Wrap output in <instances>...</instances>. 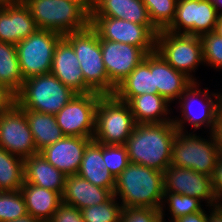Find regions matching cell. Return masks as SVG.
<instances>
[{"label":"cell","mask_w":222,"mask_h":222,"mask_svg":"<svg viewBox=\"0 0 222 222\" xmlns=\"http://www.w3.org/2000/svg\"><path fill=\"white\" fill-rule=\"evenodd\" d=\"M177 132L173 122L136 124L124 144L129 161L164 172L171 164Z\"/></svg>","instance_id":"1"},{"label":"cell","mask_w":222,"mask_h":222,"mask_svg":"<svg viewBox=\"0 0 222 222\" xmlns=\"http://www.w3.org/2000/svg\"><path fill=\"white\" fill-rule=\"evenodd\" d=\"M163 172L136 163L115 178L113 195L124 207L161 209L164 199Z\"/></svg>","instance_id":"2"},{"label":"cell","mask_w":222,"mask_h":222,"mask_svg":"<svg viewBox=\"0 0 222 222\" xmlns=\"http://www.w3.org/2000/svg\"><path fill=\"white\" fill-rule=\"evenodd\" d=\"M63 38L72 46L79 61L84 76V94L113 95L116 88L109 82L97 32L89 25Z\"/></svg>","instance_id":"3"},{"label":"cell","mask_w":222,"mask_h":222,"mask_svg":"<svg viewBox=\"0 0 222 222\" xmlns=\"http://www.w3.org/2000/svg\"><path fill=\"white\" fill-rule=\"evenodd\" d=\"M39 29L62 36L90 25V12L76 0H24Z\"/></svg>","instance_id":"4"},{"label":"cell","mask_w":222,"mask_h":222,"mask_svg":"<svg viewBox=\"0 0 222 222\" xmlns=\"http://www.w3.org/2000/svg\"><path fill=\"white\" fill-rule=\"evenodd\" d=\"M200 86V82H193L177 101L181 115H173V123L180 132H187L189 125L193 128L192 132L202 130V127L208 133L214 130L216 117L222 106V90L210 92L208 87L202 90Z\"/></svg>","instance_id":"5"},{"label":"cell","mask_w":222,"mask_h":222,"mask_svg":"<svg viewBox=\"0 0 222 222\" xmlns=\"http://www.w3.org/2000/svg\"><path fill=\"white\" fill-rule=\"evenodd\" d=\"M76 94L50 72L25 79L15 103L24 110L55 115Z\"/></svg>","instance_id":"6"},{"label":"cell","mask_w":222,"mask_h":222,"mask_svg":"<svg viewBox=\"0 0 222 222\" xmlns=\"http://www.w3.org/2000/svg\"><path fill=\"white\" fill-rule=\"evenodd\" d=\"M135 125L127 102L119 100L114 94L99 98L95 112V142L124 145Z\"/></svg>","instance_id":"7"},{"label":"cell","mask_w":222,"mask_h":222,"mask_svg":"<svg viewBox=\"0 0 222 222\" xmlns=\"http://www.w3.org/2000/svg\"><path fill=\"white\" fill-rule=\"evenodd\" d=\"M208 135L203 138L190 130L189 133L178 131L173 141L170 165L212 177L220 154L213 134Z\"/></svg>","instance_id":"8"},{"label":"cell","mask_w":222,"mask_h":222,"mask_svg":"<svg viewBox=\"0 0 222 222\" xmlns=\"http://www.w3.org/2000/svg\"><path fill=\"white\" fill-rule=\"evenodd\" d=\"M155 51L175 70L183 72L194 82L199 81L195 70L204 65L200 36L161 30L156 36Z\"/></svg>","instance_id":"9"},{"label":"cell","mask_w":222,"mask_h":222,"mask_svg":"<svg viewBox=\"0 0 222 222\" xmlns=\"http://www.w3.org/2000/svg\"><path fill=\"white\" fill-rule=\"evenodd\" d=\"M62 38L63 36L57 32L38 28L15 45L24 80L51 72L54 51Z\"/></svg>","instance_id":"10"},{"label":"cell","mask_w":222,"mask_h":222,"mask_svg":"<svg viewBox=\"0 0 222 222\" xmlns=\"http://www.w3.org/2000/svg\"><path fill=\"white\" fill-rule=\"evenodd\" d=\"M90 26L99 39L131 44L141 48L146 54L155 51L158 30L153 25H140L133 22L104 17L90 16Z\"/></svg>","instance_id":"11"},{"label":"cell","mask_w":222,"mask_h":222,"mask_svg":"<svg viewBox=\"0 0 222 222\" xmlns=\"http://www.w3.org/2000/svg\"><path fill=\"white\" fill-rule=\"evenodd\" d=\"M96 92L76 94L57 114L56 123L65 136L92 138L95 132V112L99 98Z\"/></svg>","instance_id":"12"},{"label":"cell","mask_w":222,"mask_h":222,"mask_svg":"<svg viewBox=\"0 0 222 222\" xmlns=\"http://www.w3.org/2000/svg\"><path fill=\"white\" fill-rule=\"evenodd\" d=\"M218 12L208 0H177L175 17L165 29L177 34L201 36L215 30Z\"/></svg>","instance_id":"13"},{"label":"cell","mask_w":222,"mask_h":222,"mask_svg":"<svg viewBox=\"0 0 222 222\" xmlns=\"http://www.w3.org/2000/svg\"><path fill=\"white\" fill-rule=\"evenodd\" d=\"M0 147L22 159L39 153L25 116V110L14 103L0 114Z\"/></svg>","instance_id":"14"},{"label":"cell","mask_w":222,"mask_h":222,"mask_svg":"<svg viewBox=\"0 0 222 222\" xmlns=\"http://www.w3.org/2000/svg\"><path fill=\"white\" fill-rule=\"evenodd\" d=\"M164 192L195 197L208 208L218 205L212 177L185 167L169 165L163 172Z\"/></svg>","instance_id":"15"},{"label":"cell","mask_w":222,"mask_h":222,"mask_svg":"<svg viewBox=\"0 0 222 222\" xmlns=\"http://www.w3.org/2000/svg\"><path fill=\"white\" fill-rule=\"evenodd\" d=\"M99 40L109 82L116 88L147 54L141 48L131 44Z\"/></svg>","instance_id":"16"},{"label":"cell","mask_w":222,"mask_h":222,"mask_svg":"<svg viewBox=\"0 0 222 222\" xmlns=\"http://www.w3.org/2000/svg\"><path fill=\"white\" fill-rule=\"evenodd\" d=\"M38 29L23 1L0 2V42L16 45Z\"/></svg>","instance_id":"17"},{"label":"cell","mask_w":222,"mask_h":222,"mask_svg":"<svg viewBox=\"0 0 222 222\" xmlns=\"http://www.w3.org/2000/svg\"><path fill=\"white\" fill-rule=\"evenodd\" d=\"M92 140V138L64 136L39 153L66 176L75 175L81 166L85 148Z\"/></svg>","instance_id":"18"},{"label":"cell","mask_w":222,"mask_h":222,"mask_svg":"<svg viewBox=\"0 0 222 222\" xmlns=\"http://www.w3.org/2000/svg\"><path fill=\"white\" fill-rule=\"evenodd\" d=\"M51 73L77 94H84V76L72 46L62 38L54 51Z\"/></svg>","instance_id":"19"},{"label":"cell","mask_w":222,"mask_h":222,"mask_svg":"<svg viewBox=\"0 0 222 222\" xmlns=\"http://www.w3.org/2000/svg\"><path fill=\"white\" fill-rule=\"evenodd\" d=\"M113 196V193L90 183L78 174L67 175L65 180L62 203L74 206L80 210L105 203Z\"/></svg>","instance_id":"20"},{"label":"cell","mask_w":222,"mask_h":222,"mask_svg":"<svg viewBox=\"0 0 222 222\" xmlns=\"http://www.w3.org/2000/svg\"><path fill=\"white\" fill-rule=\"evenodd\" d=\"M193 80L181 71L175 70L156 51H154V88L157 94L169 103H177Z\"/></svg>","instance_id":"21"},{"label":"cell","mask_w":222,"mask_h":222,"mask_svg":"<svg viewBox=\"0 0 222 222\" xmlns=\"http://www.w3.org/2000/svg\"><path fill=\"white\" fill-rule=\"evenodd\" d=\"M157 93L154 88V52L143 61L116 87L114 95L121 101L129 102L133 97Z\"/></svg>","instance_id":"22"},{"label":"cell","mask_w":222,"mask_h":222,"mask_svg":"<svg viewBox=\"0 0 222 222\" xmlns=\"http://www.w3.org/2000/svg\"><path fill=\"white\" fill-rule=\"evenodd\" d=\"M66 175L37 153L24 159V182L51 191L64 192Z\"/></svg>","instance_id":"23"},{"label":"cell","mask_w":222,"mask_h":222,"mask_svg":"<svg viewBox=\"0 0 222 222\" xmlns=\"http://www.w3.org/2000/svg\"><path fill=\"white\" fill-rule=\"evenodd\" d=\"M128 105L136 124L173 122L171 103L157 93L133 97Z\"/></svg>","instance_id":"24"},{"label":"cell","mask_w":222,"mask_h":222,"mask_svg":"<svg viewBox=\"0 0 222 222\" xmlns=\"http://www.w3.org/2000/svg\"><path fill=\"white\" fill-rule=\"evenodd\" d=\"M90 16H104L140 25H153L142 0H96Z\"/></svg>","instance_id":"25"},{"label":"cell","mask_w":222,"mask_h":222,"mask_svg":"<svg viewBox=\"0 0 222 222\" xmlns=\"http://www.w3.org/2000/svg\"><path fill=\"white\" fill-rule=\"evenodd\" d=\"M77 174L90 183L109 189L113 193L115 178L106 168L103 160V144L92 140L87 145Z\"/></svg>","instance_id":"26"},{"label":"cell","mask_w":222,"mask_h":222,"mask_svg":"<svg viewBox=\"0 0 222 222\" xmlns=\"http://www.w3.org/2000/svg\"><path fill=\"white\" fill-rule=\"evenodd\" d=\"M20 191L24 197L27 213L40 222H48L62 203V196L34 184L23 183Z\"/></svg>","instance_id":"27"},{"label":"cell","mask_w":222,"mask_h":222,"mask_svg":"<svg viewBox=\"0 0 222 222\" xmlns=\"http://www.w3.org/2000/svg\"><path fill=\"white\" fill-rule=\"evenodd\" d=\"M25 116L38 152L65 136L56 123L55 115L25 110Z\"/></svg>","instance_id":"28"},{"label":"cell","mask_w":222,"mask_h":222,"mask_svg":"<svg viewBox=\"0 0 222 222\" xmlns=\"http://www.w3.org/2000/svg\"><path fill=\"white\" fill-rule=\"evenodd\" d=\"M23 82L16 46L12 43L0 42V85L16 95Z\"/></svg>","instance_id":"29"},{"label":"cell","mask_w":222,"mask_h":222,"mask_svg":"<svg viewBox=\"0 0 222 222\" xmlns=\"http://www.w3.org/2000/svg\"><path fill=\"white\" fill-rule=\"evenodd\" d=\"M24 183V159L0 147V191H17Z\"/></svg>","instance_id":"30"},{"label":"cell","mask_w":222,"mask_h":222,"mask_svg":"<svg viewBox=\"0 0 222 222\" xmlns=\"http://www.w3.org/2000/svg\"><path fill=\"white\" fill-rule=\"evenodd\" d=\"M201 203H203L201 200L189 195L164 192L163 204L160 209L163 222H168L165 219V215L167 214H170V216L167 215V220H169V222H173L178 217L202 211L204 209L202 206L204 205ZM165 210L169 213L165 214Z\"/></svg>","instance_id":"31"},{"label":"cell","mask_w":222,"mask_h":222,"mask_svg":"<svg viewBox=\"0 0 222 222\" xmlns=\"http://www.w3.org/2000/svg\"><path fill=\"white\" fill-rule=\"evenodd\" d=\"M150 21L158 30H165L175 17L177 0H142Z\"/></svg>","instance_id":"32"},{"label":"cell","mask_w":222,"mask_h":222,"mask_svg":"<svg viewBox=\"0 0 222 222\" xmlns=\"http://www.w3.org/2000/svg\"><path fill=\"white\" fill-rule=\"evenodd\" d=\"M122 206L113 195L105 203L86 207L81 210L84 222H120Z\"/></svg>","instance_id":"33"},{"label":"cell","mask_w":222,"mask_h":222,"mask_svg":"<svg viewBox=\"0 0 222 222\" xmlns=\"http://www.w3.org/2000/svg\"><path fill=\"white\" fill-rule=\"evenodd\" d=\"M27 214L24 197L20 190L0 191V222H9Z\"/></svg>","instance_id":"34"},{"label":"cell","mask_w":222,"mask_h":222,"mask_svg":"<svg viewBox=\"0 0 222 222\" xmlns=\"http://www.w3.org/2000/svg\"><path fill=\"white\" fill-rule=\"evenodd\" d=\"M200 40L203 66L214 68L216 71L221 70L222 72V36L213 31L201 35Z\"/></svg>","instance_id":"35"},{"label":"cell","mask_w":222,"mask_h":222,"mask_svg":"<svg viewBox=\"0 0 222 222\" xmlns=\"http://www.w3.org/2000/svg\"><path fill=\"white\" fill-rule=\"evenodd\" d=\"M103 160L114 178L118 177L130 163L124 145L103 144Z\"/></svg>","instance_id":"36"},{"label":"cell","mask_w":222,"mask_h":222,"mask_svg":"<svg viewBox=\"0 0 222 222\" xmlns=\"http://www.w3.org/2000/svg\"><path fill=\"white\" fill-rule=\"evenodd\" d=\"M120 222H163L160 209L149 207H124Z\"/></svg>","instance_id":"37"},{"label":"cell","mask_w":222,"mask_h":222,"mask_svg":"<svg viewBox=\"0 0 222 222\" xmlns=\"http://www.w3.org/2000/svg\"><path fill=\"white\" fill-rule=\"evenodd\" d=\"M48 222H84L81 210L61 203Z\"/></svg>","instance_id":"38"},{"label":"cell","mask_w":222,"mask_h":222,"mask_svg":"<svg viewBox=\"0 0 222 222\" xmlns=\"http://www.w3.org/2000/svg\"><path fill=\"white\" fill-rule=\"evenodd\" d=\"M213 188L218 199V205L222 204V155L219 156L213 176Z\"/></svg>","instance_id":"39"},{"label":"cell","mask_w":222,"mask_h":222,"mask_svg":"<svg viewBox=\"0 0 222 222\" xmlns=\"http://www.w3.org/2000/svg\"><path fill=\"white\" fill-rule=\"evenodd\" d=\"M15 103V95L0 85V114L6 112Z\"/></svg>","instance_id":"40"},{"label":"cell","mask_w":222,"mask_h":222,"mask_svg":"<svg viewBox=\"0 0 222 222\" xmlns=\"http://www.w3.org/2000/svg\"><path fill=\"white\" fill-rule=\"evenodd\" d=\"M212 134L216 139V143L218 145V152L220 155H222V106L218 111L216 117V124Z\"/></svg>","instance_id":"41"},{"label":"cell","mask_w":222,"mask_h":222,"mask_svg":"<svg viewBox=\"0 0 222 222\" xmlns=\"http://www.w3.org/2000/svg\"><path fill=\"white\" fill-rule=\"evenodd\" d=\"M207 212L205 209L197 213H191L186 216H181L173 222H207Z\"/></svg>","instance_id":"42"},{"label":"cell","mask_w":222,"mask_h":222,"mask_svg":"<svg viewBox=\"0 0 222 222\" xmlns=\"http://www.w3.org/2000/svg\"><path fill=\"white\" fill-rule=\"evenodd\" d=\"M207 213V222H222V204L210 207Z\"/></svg>","instance_id":"43"},{"label":"cell","mask_w":222,"mask_h":222,"mask_svg":"<svg viewBox=\"0 0 222 222\" xmlns=\"http://www.w3.org/2000/svg\"><path fill=\"white\" fill-rule=\"evenodd\" d=\"M9 222H40V221L37 220L35 217H33L31 214L27 213L25 216Z\"/></svg>","instance_id":"44"},{"label":"cell","mask_w":222,"mask_h":222,"mask_svg":"<svg viewBox=\"0 0 222 222\" xmlns=\"http://www.w3.org/2000/svg\"><path fill=\"white\" fill-rule=\"evenodd\" d=\"M81 3L89 12L94 7L96 0H76Z\"/></svg>","instance_id":"45"},{"label":"cell","mask_w":222,"mask_h":222,"mask_svg":"<svg viewBox=\"0 0 222 222\" xmlns=\"http://www.w3.org/2000/svg\"><path fill=\"white\" fill-rule=\"evenodd\" d=\"M218 35L222 36V14H218L215 30Z\"/></svg>","instance_id":"46"},{"label":"cell","mask_w":222,"mask_h":222,"mask_svg":"<svg viewBox=\"0 0 222 222\" xmlns=\"http://www.w3.org/2000/svg\"><path fill=\"white\" fill-rule=\"evenodd\" d=\"M213 5L215 6L218 14H222V0H214Z\"/></svg>","instance_id":"47"},{"label":"cell","mask_w":222,"mask_h":222,"mask_svg":"<svg viewBox=\"0 0 222 222\" xmlns=\"http://www.w3.org/2000/svg\"><path fill=\"white\" fill-rule=\"evenodd\" d=\"M15 1H24V0H0V2H15Z\"/></svg>","instance_id":"48"}]
</instances>
